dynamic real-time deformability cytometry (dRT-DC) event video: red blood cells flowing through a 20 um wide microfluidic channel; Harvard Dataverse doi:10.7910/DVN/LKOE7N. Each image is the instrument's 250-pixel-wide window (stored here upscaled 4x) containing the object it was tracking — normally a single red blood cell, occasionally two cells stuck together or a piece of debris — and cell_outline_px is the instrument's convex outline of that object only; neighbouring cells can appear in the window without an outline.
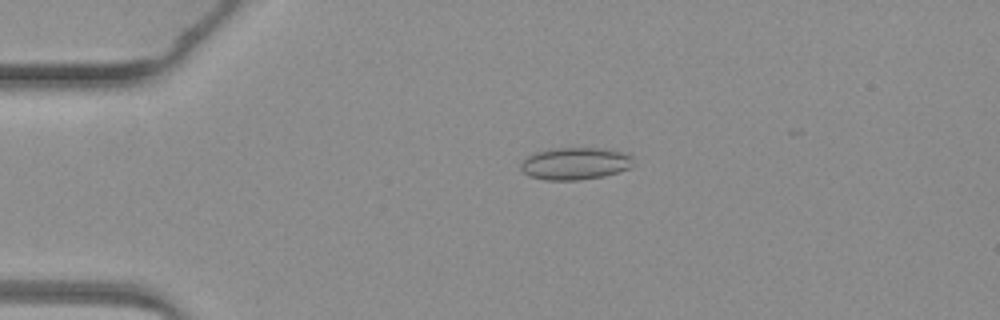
{"species": "common noctule bat (a hibernating species)", "species_latin": "Nyctalus noctula", "temperature_condition": "warm", "stored_images_in_passage": 4, "camera_frame_rate_fps": 3000, "um_per_image_px": 0.085, "animal": {"sex": "female", "body_mass_g": 19.3, "forearm_length_mm": 54.1}, "frame": {"image": 1, "passage_image": 3, "time_ms": 3.333, "image_size_px": [1000, 320], "cell_outline_px": [[632, 164], [628, 168], [604, 176], [576, 180], [544, 180], [528, 176], [520, 168], [520, 164], [528, 156], [536, 152], [552, 148], [604, 148], [620, 152], [632, 156]], "centroid_in_image_um": [48.84, 13.9], "position_along_channel_um": 36.2, "area_um2": 20.98}}